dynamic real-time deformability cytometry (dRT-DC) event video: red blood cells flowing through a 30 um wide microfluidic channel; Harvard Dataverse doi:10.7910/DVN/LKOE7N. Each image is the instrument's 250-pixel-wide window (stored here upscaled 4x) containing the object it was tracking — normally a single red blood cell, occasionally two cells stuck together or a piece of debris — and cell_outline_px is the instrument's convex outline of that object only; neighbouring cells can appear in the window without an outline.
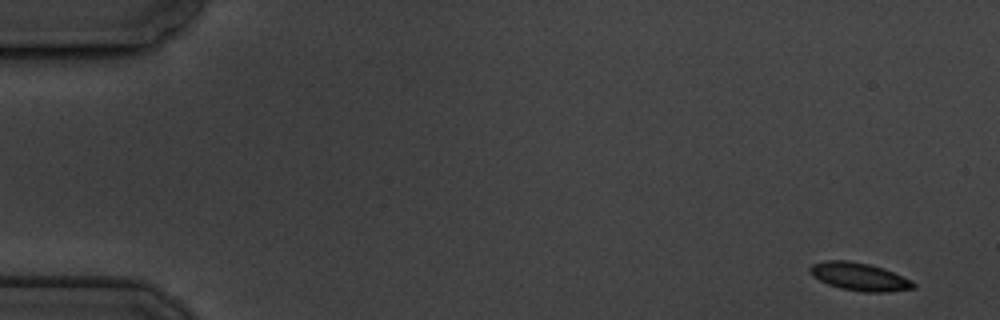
{"species": "common noctule bat (a hibernating species)", "species_latin": "Nyctalus noctula", "temperature_condition": "cold", "stored_images_in_passage": 9, "camera_frame_rate_fps": 3000, "um_per_image_px": 0.085, "animal": {"sex": "male", "body_mass_g": 19.5, "forearm_length_mm": 54.6}, "frame": {"image": 1, "passage_image": 1, "time_ms": 0.0, "image_size_px": [1000, 320], "cell_outline_px": [[916, 288], [884, 292], [864, 292], [840, 288], [828, 284], [812, 276], [808, 272], [808, 268], [812, 264], [824, 260], [848, 260], [868, 264], [884, 268], [912, 280], [916, 284]], "centroid_in_image_um": [73.03, 23.51], "position_along_channel_um": 12.0, "area_um2": 16.94}}
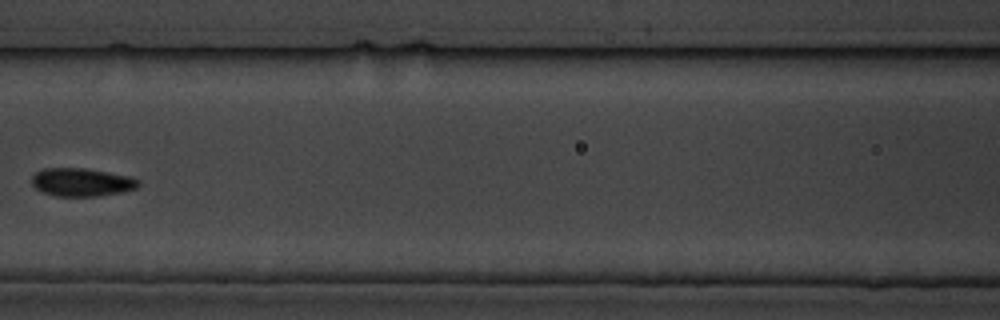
{"frame": {"image": 2, "passage_image": 8, "time_ms": 8.0, "image_size_px": [1000, 320], "cell_outline_px": [[140, 184], [136, 188], [120, 192], [96, 196], [56, 196], [44, 192], [36, 188], [32, 184], [32, 176], [36, 172], [44, 168], [84, 168], [132, 176], [140, 180]], "centroid_in_image_um": [6.96, 15.48], "position_along_channel_um": 159.6, "area_um2": 17.46}}
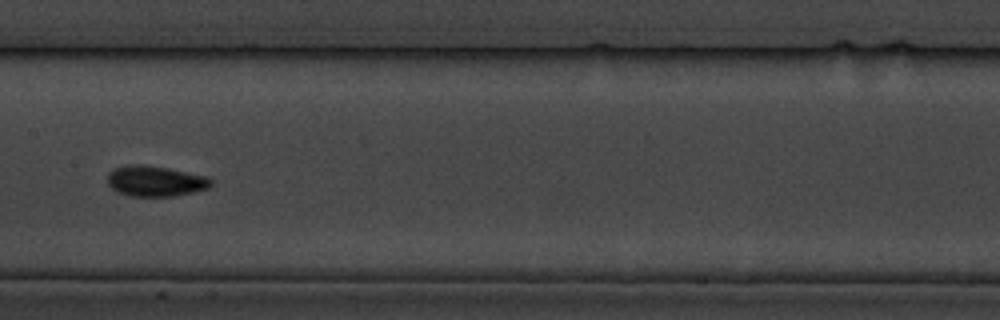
{"frame": {"image": 3, "passage_image": 9, "time_ms": 9.0, "image_size_px": [1000, 320], "cell_outline_px": [[212, 184], [208, 188], [192, 192], [172, 196], [128, 196], [116, 192], [108, 184], [108, 172], [116, 168], [132, 164], [140, 164], [168, 168], [208, 176], [212, 180]], "centroid_in_image_um": [13.2, 15.39], "position_along_channel_um": 194.2, "area_um2": 18.44}}